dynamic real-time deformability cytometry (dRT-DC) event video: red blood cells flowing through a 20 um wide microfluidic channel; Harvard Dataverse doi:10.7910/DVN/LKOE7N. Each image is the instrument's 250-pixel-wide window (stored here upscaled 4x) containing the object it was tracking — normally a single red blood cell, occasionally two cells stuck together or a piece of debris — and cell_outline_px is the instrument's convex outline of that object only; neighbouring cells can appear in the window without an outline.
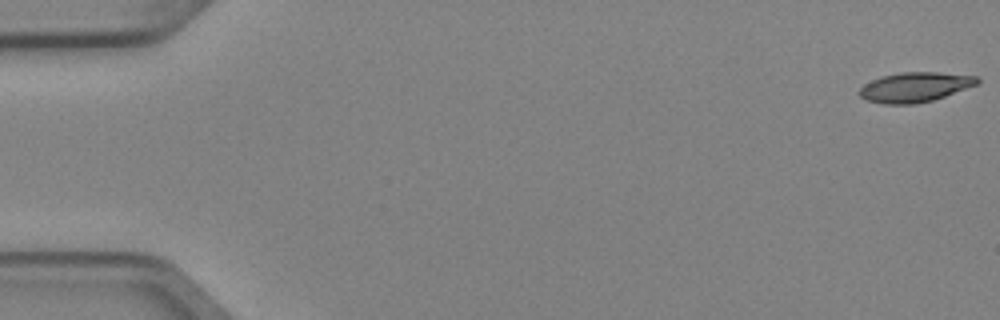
{"species": "Egyptian fruit bat (a non-hibernating species)", "species_latin": "Rousettus aegyptiacus", "temperature_condition": "cold", "stored_images_in_passage": 3, "camera_frame_rate_fps": 3000, "um_per_image_px": 0.085, "animal": {"sex": "female"}, "frame": {"image": 1, "passage_image": 1, "time_ms": 0.0, "image_size_px": [1000, 320], "cell_outline_px": [[980, 80], [976, 84], [944, 96], [932, 100], [916, 104], [884, 104], [868, 100], [860, 96], [860, 88], [864, 84], [880, 76], [900, 72], [936, 72], [976, 76]], "centroid_in_image_um": [77.73, 7.4], "position_along_channel_um": 7.3, "area_um2": 20.17}}